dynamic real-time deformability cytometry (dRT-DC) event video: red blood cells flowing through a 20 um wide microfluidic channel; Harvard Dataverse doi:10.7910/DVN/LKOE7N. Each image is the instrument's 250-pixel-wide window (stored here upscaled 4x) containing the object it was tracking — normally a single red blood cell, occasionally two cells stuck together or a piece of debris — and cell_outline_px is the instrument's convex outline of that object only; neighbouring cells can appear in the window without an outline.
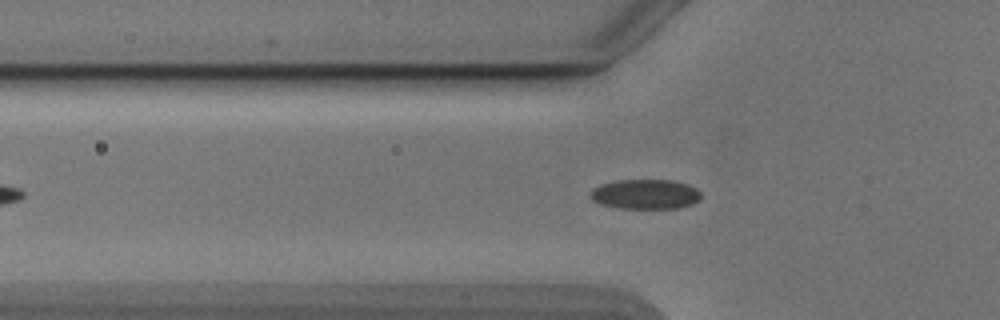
{"species": "Egyptian fruit bat (a non-hibernating species)", "species_latin": "Rousettus aegyptiacus", "temperature_condition": "cold", "stored_images_in_passage": 44, "camera_frame_rate_fps": 3000, "um_per_image_px": 0.085, "animal": {"sex": "male"}, "frame": {"image": 1, "passage_image": 9, "time_ms": 2.667, "image_size_px": [1000, 320], "cell_outline_px": [[700, 200], [692, 204], [680, 208], [616, 208], [600, 204], [592, 200], [588, 196], [588, 192], [592, 188], [600, 184], [616, 180], [672, 180], [688, 184], [696, 188], [700, 192]], "centroid_in_image_um": [54.81, 16.5], "position_along_channel_um": 71.0, "area_um2": 19.54}}
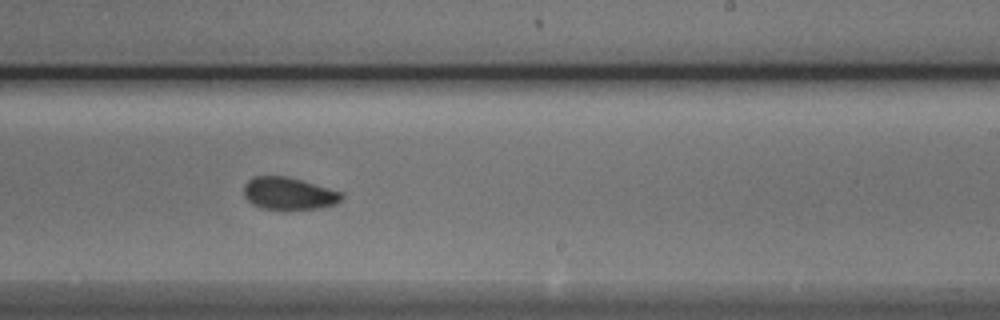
{"frame": {"image": 2, "passage_image": 24, "time_ms": 7.667, "image_size_px": [1000, 320], "cell_outline_px": [[344, 196], [336, 204], [320, 208], [284, 212], [260, 208], [252, 204], [244, 196], [244, 184], [252, 176], [288, 176], [340, 192]], "centroid_in_image_um": [24.5, 16.49], "position_along_channel_um": 264.5, "area_um2": 18.96}}
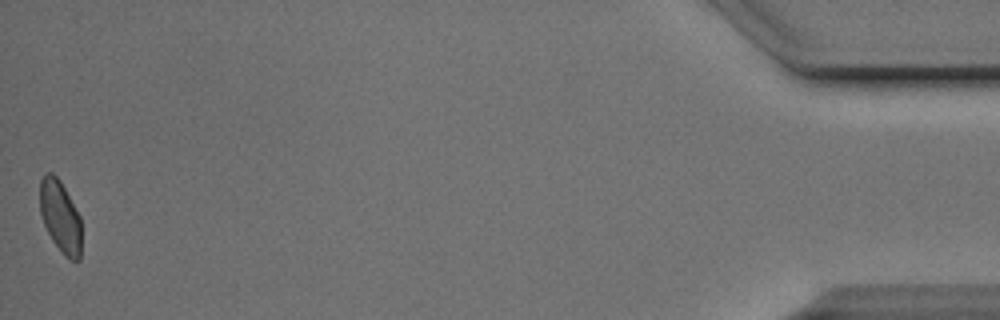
{"frame": {"image": 3, "passage_image": 44, "time_ms": 14.333, "image_size_px": [1000, 320], "cell_outline_px": [[80, 260], [68, 260], [60, 252], [52, 240], [44, 224], [40, 212], [40, 180], [48, 172], [52, 172], [60, 180], [80, 216]], "centroid_in_image_um": [5.12, 18.42], "position_along_channel_um": 430.1, "area_um2": 17.34}, "authors_computed_cell_mechanics": {"area_um2": 18.6694, "velocity_mm_per_s": 3.8877, "shape_relaxation_time_tau1_ms": 3.9197, "shape_relaxation_time_tau2_ms": 1.7554, "deformation_change_tau1": 0.0953, "deformation_change_tau2": 0.052}}